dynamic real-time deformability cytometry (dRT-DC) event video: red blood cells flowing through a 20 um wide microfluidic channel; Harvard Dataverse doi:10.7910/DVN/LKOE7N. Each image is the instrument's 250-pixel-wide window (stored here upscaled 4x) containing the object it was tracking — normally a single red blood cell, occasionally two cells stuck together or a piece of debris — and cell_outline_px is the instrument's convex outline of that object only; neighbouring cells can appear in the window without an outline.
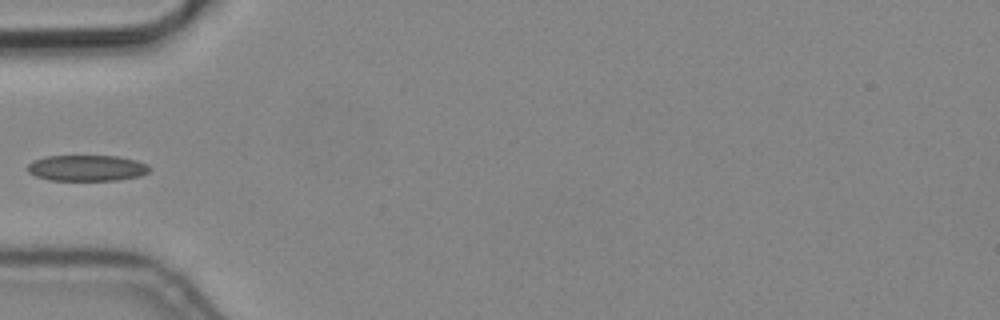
{"species": "common noctule bat (a hibernating species)", "species_latin": "Nyctalus noctula", "temperature_condition": "cold", "stored_images_in_passage": 3, "camera_frame_rate_fps": 3000, "um_per_image_px": 0.085, "animal": {"sex": "male", "body_mass_g": 19.2, "forearm_length_mm": 51.8}, "frame": {"image": 1, "passage_image": 2, "time_ms": 0.333, "image_size_px": [1000, 320], "cell_outline_px": [[152, 168], [148, 172], [140, 176], [116, 180], [48, 180], [36, 176], [28, 172], [24, 168], [32, 160], [44, 156], [116, 156], [136, 160], [148, 164]], "centroid_in_image_um": [7.35, 14.28], "position_along_channel_um": 77.6, "area_um2": 18.67}}
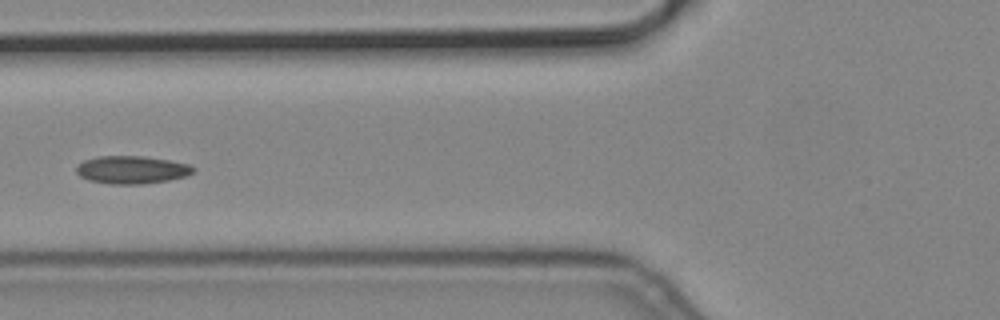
{"frame": {"image": 2, "passage_image": 3, "time_ms": 0.667, "image_size_px": [1000, 320], "cell_outline_px": [[196, 168], [192, 172], [184, 176], [168, 180], [140, 184], [112, 184], [88, 180], [80, 176], [76, 172], [76, 168], [84, 160], [100, 156], [144, 156], [168, 160], [188, 164]], "centroid_in_image_um": [11.18, 14.43], "position_along_channel_um": 114.6, "area_um2": 18.73}}